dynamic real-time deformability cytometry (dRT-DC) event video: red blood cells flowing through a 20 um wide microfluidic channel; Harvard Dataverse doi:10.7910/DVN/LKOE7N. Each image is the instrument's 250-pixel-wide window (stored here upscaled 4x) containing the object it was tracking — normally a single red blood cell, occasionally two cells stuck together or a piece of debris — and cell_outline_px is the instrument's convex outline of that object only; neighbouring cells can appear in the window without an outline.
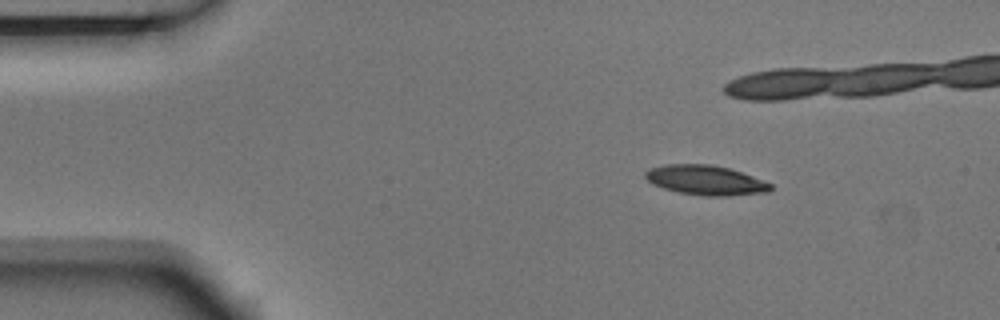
{"species": "Egyptian fruit bat (a non-hibernating species)", "species_latin": "Rousettus aegyptiacus", "temperature_condition": "room temperature", "stored_images_in_passage": 4, "camera_frame_rate_fps": 3000, "um_per_image_px": 0.085, "animal": {"sex": "male"}, "frame": {"image": 1, "passage_image": 1, "time_ms": 0.0, "image_size_px": [1000, 320], "cell_outline_px": [[772, 188], [768, 192], [728, 196], [704, 196], [680, 192], [664, 188], [652, 184], [644, 176], [644, 172], [648, 168], [664, 164], [708, 164], [728, 168], [752, 176], [772, 184]], "centroid_in_image_um": [59.94, 15.31], "position_along_channel_um": 25.1, "area_um2": 21.62}}